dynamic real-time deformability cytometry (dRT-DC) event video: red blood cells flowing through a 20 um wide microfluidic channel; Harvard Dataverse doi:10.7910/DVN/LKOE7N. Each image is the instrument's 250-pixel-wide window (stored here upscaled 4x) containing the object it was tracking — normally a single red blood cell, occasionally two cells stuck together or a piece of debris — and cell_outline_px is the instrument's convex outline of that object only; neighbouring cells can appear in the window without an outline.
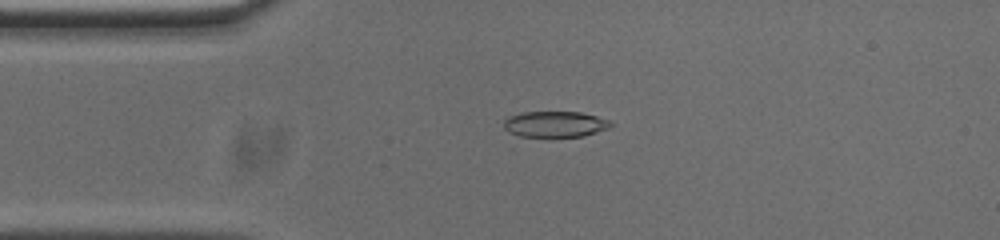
{"species": "common noctule bat (a hibernating species)", "species_latin": "Nyctalus noctula", "temperature_condition": "cold", "stored_images_in_passage": 53, "camera_frame_rate_fps": 3000, "um_per_image_px": 0.085, "animal": {"sex": "male", "body_mass_g": 20.0, "forearm_length_mm": 53.3}, "frame": {"image": 1, "passage_image": 11, "time_ms": 3.333, "image_size_px": [1000, 240], "cell_outline_px": [[616, 124], [608, 128], [584, 136], [520, 140], [516, 140], [504, 128], [504, 120], [508, 116], [520, 112], [580, 112], [596, 116], [608, 120]], "centroid_in_image_um": [47.05, 10.62], "position_along_channel_um": 37.9, "area_um2": 17.34}}
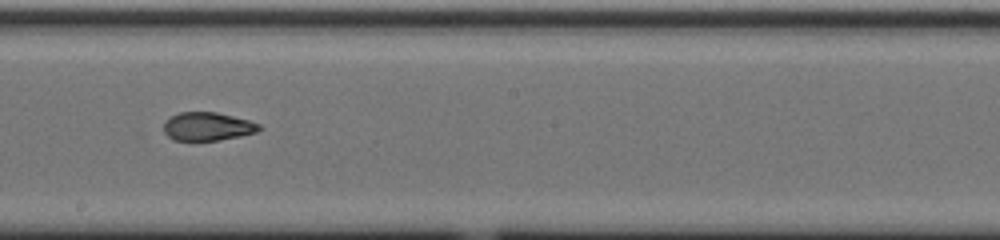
{"frame": {"image": 2, "passage_image": 28, "time_ms": 9.0, "image_size_px": [1000, 240], "cell_outline_px": [[264, 128], [256, 132], [240, 136], [216, 140], [172, 140], [164, 132], [164, 120], [180, 112], [216, 112], [248, 120], [260, 124]], "centroid_in_image_um": [17.64, 10.75], "position_along_channel_um": 230.6, "area_um2": 15.72}}
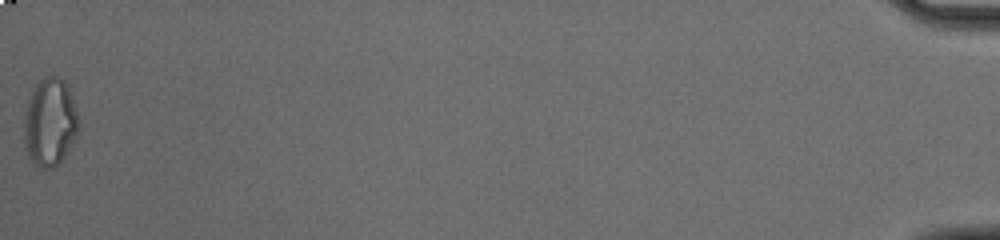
{"frame": {"image": 3, "passage_image": 53, "time_ms": 17.333, "image_size_px": [1000, 240], "cell_outline_px": [[80, 128], [68, 148], [60, 160], [52, 168], [44, 168], [32, 164], [28, 156], [24, 144], [24, 112], [28, 100], [36, 84], [44, 76], [56, 76], [64, 80], [68, 84], [76, 108], [80, 124]], "centroid_in_image_um": [4.23, 10.36], "position_along_channel_um": 431.0, "area_um2": 28.03}, "authors_computed_cell_mechanics": {"area_um2": 17.2244, "velocity_mm_per_s": 3.7527, "shape_relaxation_time_tau1_ms": null, "shape_relaxation_time_tau2_ms": 1.7632, "deformation_change_tau1": null, "deformation_change_tau2": 0.0774}}